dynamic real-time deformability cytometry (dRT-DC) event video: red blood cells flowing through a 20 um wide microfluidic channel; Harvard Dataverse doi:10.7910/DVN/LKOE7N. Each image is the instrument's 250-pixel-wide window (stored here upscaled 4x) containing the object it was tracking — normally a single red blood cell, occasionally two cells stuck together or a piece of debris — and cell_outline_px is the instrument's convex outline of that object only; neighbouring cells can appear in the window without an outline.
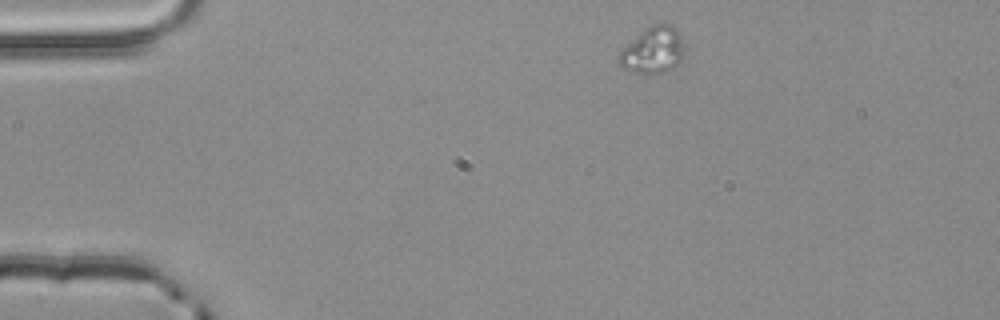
{"species": "common noctule bat (a hibernating species)", "species_latin": "Nyctalus noctula", "temperature_condition": "room temperature", "stored_images_in_passage": 3, "camera_frame_rate_fps": 3000, "um_per_image_px": 0.085, "animal": {"sex": "male", "body_mass_g": 20.4}, "frame": {"image": 1, "passage_image": 1, "time_ms": 0.0, "image_size_px": [1000, 320], "cell_outline_px": [[684, 56], [672, 68], [664, 72], [652, 76], [644, 76], [632, 72], [624, 68], [616, 60], [616, 56], [628, 44], [652, 24], [672, 24], [676, 28], [680, 36]], "centroid_in_image_um": [55.48, 4.33], "position_along_channel_um": 29.5, "area_um2": 17.69}}